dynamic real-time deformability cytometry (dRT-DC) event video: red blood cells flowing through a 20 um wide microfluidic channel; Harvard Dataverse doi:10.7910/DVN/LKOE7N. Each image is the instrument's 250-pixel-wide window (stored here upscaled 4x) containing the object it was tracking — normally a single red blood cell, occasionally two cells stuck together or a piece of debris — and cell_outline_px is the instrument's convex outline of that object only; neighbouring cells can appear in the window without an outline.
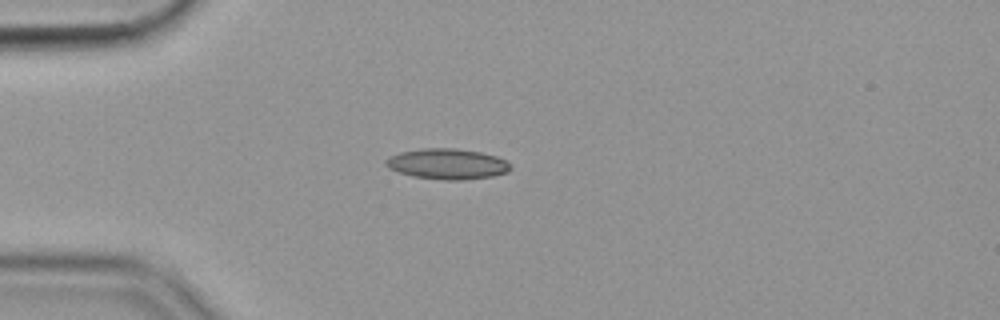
{"species": "common noctule bat (a hibernating species)", "species_latin": "Nyctalus noctula", "temperature_condition": "cold", "stored_images_in_passage": 53, "camera_frame_rate_fps": 3000, "um_per_image_px": 0.085, "animal": {"sex": "female", "body_mass_g": 19.9}, "frame": {"image": 1, "passage_image": 16, "time_ms": 5.0, "image_size_px": [1000, 320], "cell_outline_px": [[512, 168], [508, 172], [492, 176], [460, 180], [444, 180], [412, 176], [388, 168], [384, 164], [384, 160], [388, 156], [400, 152], [424, 148], [456, 148], [480, 152], [496, 156], [504, 160]], "centroid_in_image_um": [37.98, 13.93], "position_along_channel_um": 47.0, "area_um2": 22.2}, "authors_computed_cell_mechanics": {"area_um2": 19.8832, "velocity_mm_per_s": 3.5806, "shape_relaxation_time_tau1_ms": null, "shape_relaxation_time_tau2_ms": 3.935, "deformation_change_tau1": null, "deformation_change_tau2": 0.115}}